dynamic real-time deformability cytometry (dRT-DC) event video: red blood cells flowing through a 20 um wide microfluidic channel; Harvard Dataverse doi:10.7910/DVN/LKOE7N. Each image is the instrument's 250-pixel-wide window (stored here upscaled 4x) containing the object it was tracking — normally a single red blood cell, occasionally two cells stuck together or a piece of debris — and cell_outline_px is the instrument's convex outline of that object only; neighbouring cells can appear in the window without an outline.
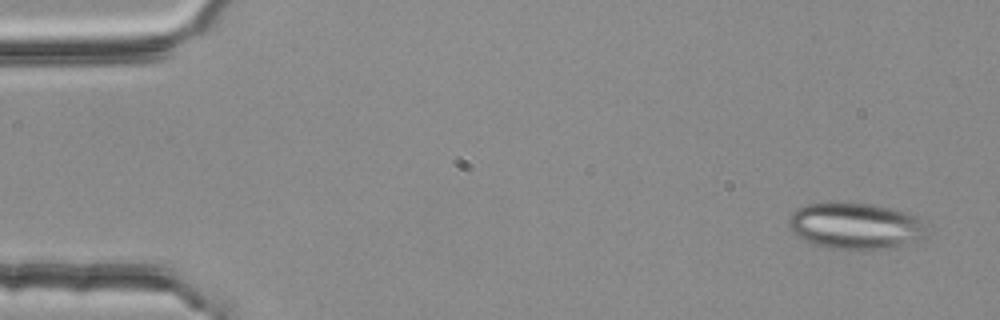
{"species": "common noctule bat (a hibernating species)", "species_latin": "Nyctalus noctula", "temperature_condition": "room temperature", "stored_images_in_passage": 2, "camera_frame_rate_fps": 3000, "um_per_image_px": 0.085, "animal": {"sex": "female", "body_mass_g": 25.1}, "frame": {"image": 1, "passage_image": 2, "time_ms": 0.333, "image_size_px": [1000, 320], "cell_outline_px": [[928, 236], [888, 248], [828, 248], [804, 240], [796, 236], [792, 232], [788, 224], [788, 220], [792, 212], [808, 204], [832, 200], [844, 200], [876, 204], [892, 208], [916, 216]], "centroid_in_image_um": [72.63, 19.14], "position_along_channel_um": 12.4, "area_um2": 37.34}}